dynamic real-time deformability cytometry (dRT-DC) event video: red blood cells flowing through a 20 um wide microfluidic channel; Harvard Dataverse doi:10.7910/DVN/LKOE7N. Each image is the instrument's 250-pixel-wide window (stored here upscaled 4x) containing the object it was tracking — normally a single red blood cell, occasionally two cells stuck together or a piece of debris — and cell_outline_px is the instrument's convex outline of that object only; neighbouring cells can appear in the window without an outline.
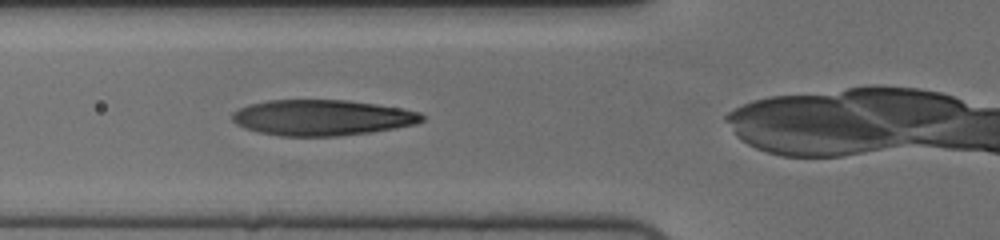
{"species": "human", "species_latin": "Homo sapiens", "temperature_condition": "cold", "stored_images_in_passage": 36, "camera_frame_rate_fps": 3000, "um_per_image_px": 0.085, "donor": {"sex": "female"}, "frame": {"image": 1, "passage_image": 12, "time_ms": 3.667, "image_size_px": [1000, 240], "cell_outline_px": [[424, 120], [416, 124], [368, 132], [336, 136], [280, 136], [260, 132], [244, 128], [236, 124], [232, 120], [232, 112], [248, 104], [268, 100], [348, 100], [376, 104], [400, 108], [420, 112], [424, 116]], "centroid_in_image_um": [27.34, 9.99], "position_along_channel_um": 98.5, "area_um2": 39.42}}
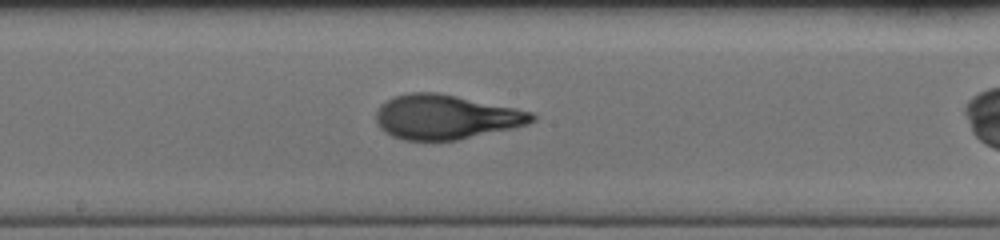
{"frame": {"image": 2, "passage_image": 21, "time_ms": 6.667, "image_size_px": [1000, 240], "cell_outline_px": [[536, 116], [528, 124], [512, 128], [456, 140], [404, 140], [392, 136], [384, 132], [376, 120], [376, 112], [380, 104], [392, 96], [408, 92], [436, 92], [516, 108], [532, 112]], "centroid_in_image_um": [37.84, 9.93], "position_along_channel_um": 210.4, "area_um2": 40.23}}
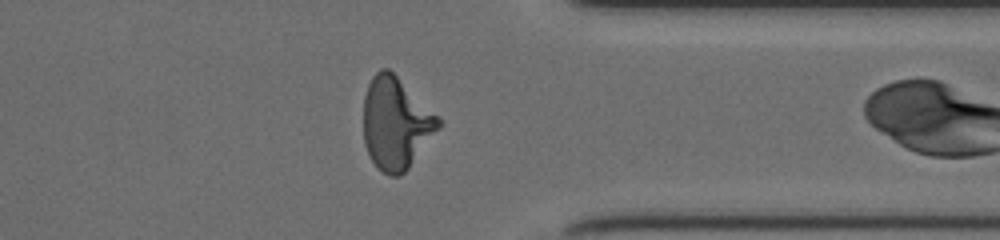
{"frame": {"image": 3, "passage_image": 35, "time_ms": 11.333, "image_size_px": [1000, 240], "cell_outline_px": [[440, 128], [408, 168], [400, 176], [388, 176], [376, 168], [364, 144], [364, 96], [368, 84], [372, 76], [380, 68], [388, 68], [440, 116]], "centroid_in_image_um": [33.65, 10.48], "position_along_channel_um": 377.8, "area_um2": 40.29}}